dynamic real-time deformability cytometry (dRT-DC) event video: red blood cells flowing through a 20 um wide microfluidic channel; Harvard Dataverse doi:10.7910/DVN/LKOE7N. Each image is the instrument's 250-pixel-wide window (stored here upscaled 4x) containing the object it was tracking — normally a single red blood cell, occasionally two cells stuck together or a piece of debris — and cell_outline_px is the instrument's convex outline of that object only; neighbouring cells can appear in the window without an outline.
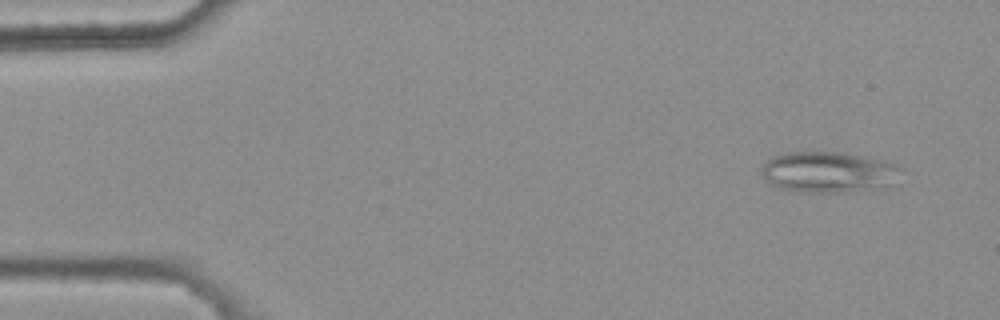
{"species": "common noctule bat (a hibernating species)", "species_latin": "Nyctalus noctula", "temperature_condition": "warm", "stored_images_in_passage": 4, "camera_frame_rate_fps": 3000, "um_per_image_px": 0.085, "animal": {"sex": "female", "body_mass_g": 25.1}, "frame": {"image": 1, "passage_image": 1, "time_ms": 0.0, "image_size_px": [1000, 320], "cell_outline_px": [[904, 168], [892, 184], [848, 192], [800, 192], [780, 188], [768, 184], [760, 168], [772, 156], [784, 152], [848, 152], [896, 164]], "centroid_in_image_um": [70.39, 14.61], "position_along_channel_um": 14.6, "area_um2": 33.29}}